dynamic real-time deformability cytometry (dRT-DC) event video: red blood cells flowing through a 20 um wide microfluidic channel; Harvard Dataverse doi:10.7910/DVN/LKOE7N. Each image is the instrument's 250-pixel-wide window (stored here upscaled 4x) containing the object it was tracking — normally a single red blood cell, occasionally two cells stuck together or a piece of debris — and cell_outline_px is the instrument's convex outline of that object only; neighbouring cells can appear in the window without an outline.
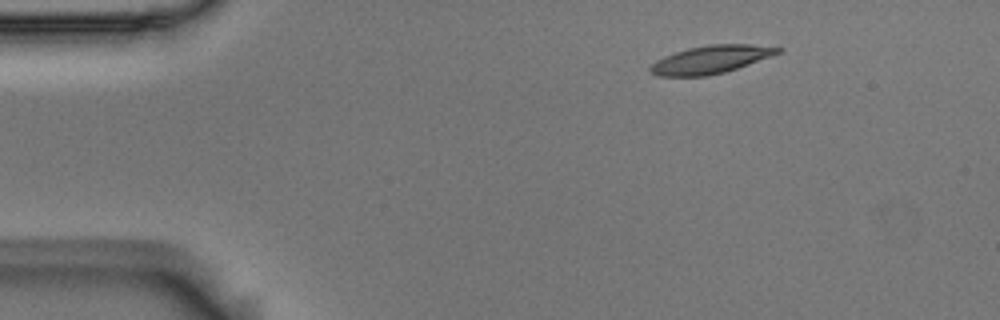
{"species": "Egyptian fruit bat (a non-hibernating species)", "species_latin": "Rousettus aegyptiacus", "temperature_condition": "room temperature", "stored_images_in_passage": 48, "camera_frame_rate_fps": 3000, "um_per_image_px": 0.085, "animal": {"sex": "male"}, "frame": {"image": 1, "passage_image": 2, "time_ms": 0.333, "image_size_px": [1000, 320], "cell_outline_px": [[784, 48], [780, 52], [748, 64], [724, 72], [708, 76], [656, 76], [648, 72], [648, 68], [656, 60], [664, 56], [688, 48], [708, 44], [748, 44]], "centroid_in_image_um": [60.34, 5.06], "position_along_channel_um": 24.7, "area_um2": 20.63}}
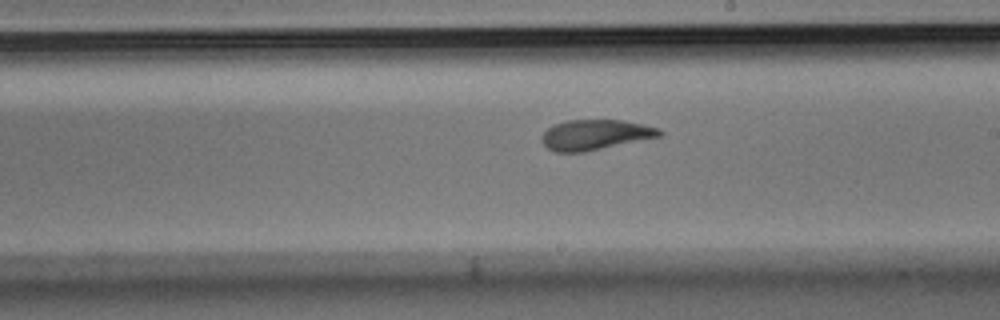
{"frame": {"image": 2, "passage_image": 25, "time_ms": 8.0, "image_size_px": [1000, 320], "cell_outline_px": [[664, 136], [584, 152], [556, 152], [548, 148], [540, 140], [540, 136], [552, 124], [568, 120], [624, 120], [644, 124], [660, 128], [664, 132]], "centroid_in_image_um": [50.63, 11.45], "position_along_channel_um": 238.4, "area_um2": 21.1}}
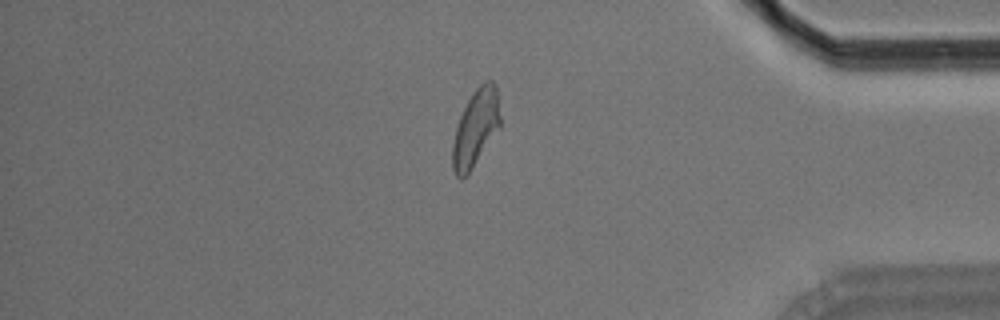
{"frame": {"image": 3, "passage_image": 40, "time_ms": 13.0, "image_size_px": [1000, 320], "cell_outline_px": [[500, 128], [468, 176], [460, 180], [456, 176], [452, 168], [452, 144], [456, 128], [460, 116], [472, 92], [484, 80], [492, 80], [496, 84], [500, 116]], "centroid_in_image_um": [40.43, 10.92], "position_along_channel_um": 394.8, "area_um2": 21.73}, "authors_computed_cell_mechanics": {"area_um2": 21.1548, "velocity_mm_per_s": 3.6962, "shape_relaxation_time_tau1_ms": 4.4448, "shape_relaxation_time_tau2_ms": 1.7208, "deformation_change_tau1": 0.1657, "deformation_change_tau2": 0.085}}